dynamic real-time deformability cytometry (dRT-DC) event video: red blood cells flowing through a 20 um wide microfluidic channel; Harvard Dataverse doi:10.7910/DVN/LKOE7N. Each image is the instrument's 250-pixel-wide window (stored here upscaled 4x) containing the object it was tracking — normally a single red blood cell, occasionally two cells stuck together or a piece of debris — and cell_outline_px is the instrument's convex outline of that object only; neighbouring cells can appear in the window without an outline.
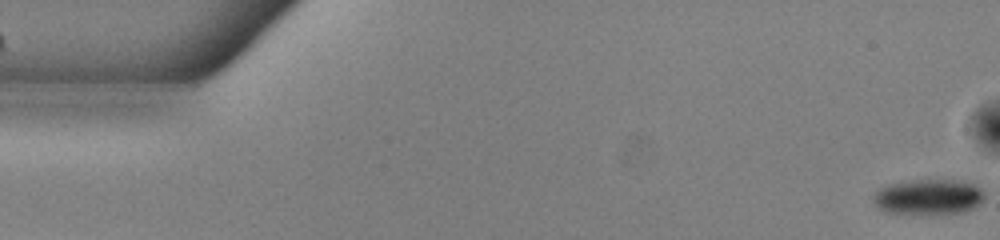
{"species": "common noctule bat (a hibernating species)", "species_latin": "Nyctalus noctula", "temperature_condition": "warm", "stored_images_in_passage": 13, "camera_frame_rate_fps": 3000, "um_per_image_px": 0.085, "animal": {"sex": "male", "body_mass_g": 13.0, "forearm_length_mm": 53.1}, "frame": {"image": 1, "passage_image": 1, "time_ms": 0.0, "image_size_px": [1000, 240], "cell_outline_px": [[984, 200], [980, 204], [964, 212], [884, 212], [876, 208], [872, 200], [876, 192], [880, 188], [888, 184], [916, 180], [952, 180], [972, 184], [980, 188], [984, 192]], "centroid_in_image_um": [78.9, 16.72], "position_along_channel_um": 6.1, "area_um2": 22.37}}
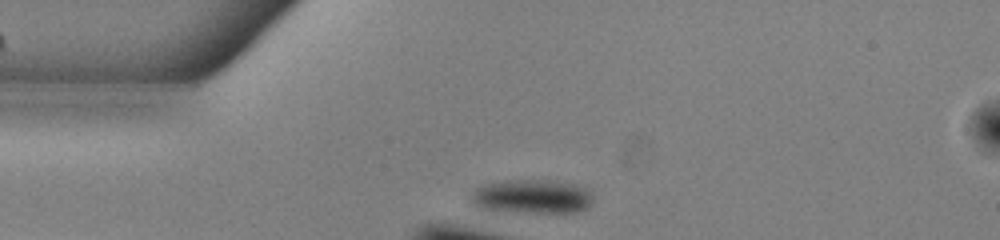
{"frame": {"image": 2, "passage_image": 13, "time_ms": 4.0, "image_size_px": [1000, 240], "cell_outline_px": [[592, 200], [588, 208], [576, 212], [528, 212], [484, 208], [476, 200], [476, 188], [484, 184], [508, 180], [540, 180], [572, 184], [584, 188], [592, 196]], "centroid_in_image_um": [45.34, 16.7], "position_along_channel_um": 39.7, "area_um2": 22.95}}